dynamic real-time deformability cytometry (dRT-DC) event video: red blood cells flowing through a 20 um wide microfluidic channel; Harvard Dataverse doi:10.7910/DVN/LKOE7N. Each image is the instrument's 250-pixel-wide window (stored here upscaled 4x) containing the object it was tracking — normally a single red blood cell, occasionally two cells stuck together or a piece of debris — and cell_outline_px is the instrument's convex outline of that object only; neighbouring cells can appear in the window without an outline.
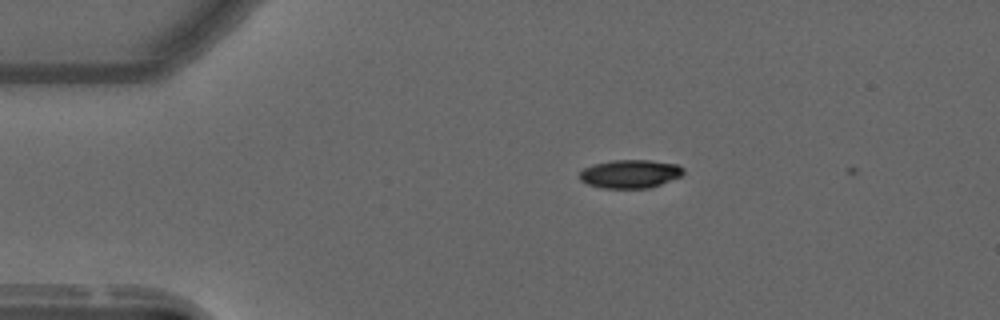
{"species": "common noctule bat (a hibernating species)", "species_latin": "Nyctalus noctula", "temperature_condition": "warm", "stored_images_in_passage": 4, "camera_frame_rate_fps": 3000, "um_per_image_px": 0.085, "animal": {"sex": "male", "forearm_length_mm": 52.5}, "frame": {"image": 1, "passage_image": 2, "time_ms": 0.333, "image_size_px": [1000, 320], "cell_outline_px": [[684, 172], [680, 176], [660, 184], [648, 188], [604, 188], [588, 184], [580, 180], [580, 172], [584, 168], [592, 164], [612, 160], [648, 160], [680, 164], [684, 168]], "centroid_in_image_um": [53.57, 14.76], "position_along_channel_um": 31.4, "area_um2": 17.17}}